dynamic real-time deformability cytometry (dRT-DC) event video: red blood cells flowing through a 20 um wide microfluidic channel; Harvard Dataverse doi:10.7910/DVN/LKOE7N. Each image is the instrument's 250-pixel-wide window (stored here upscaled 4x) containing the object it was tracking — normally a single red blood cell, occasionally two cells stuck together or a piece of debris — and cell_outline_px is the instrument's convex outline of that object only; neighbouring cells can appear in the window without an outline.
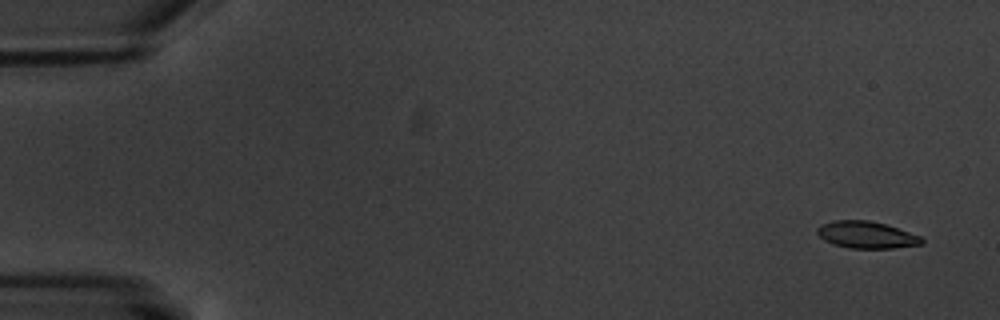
{"species": "common noctule bat (a hibernating species)", "species_latin": "Nyctalus noctula", "temperature_condition": "warm", "stored_images_in_passage": 6, "camera_frame_rate_fps": 3000, "um_per_image_px": 0.085, "animal": {"sex": "male", "body_mass_g": 20.1, "forearm_length_mm": 53.5}, "frame": {"image": 1, "passage_image": 2, "time_ms": 1.0, "image_size_px": [1000, 320], "cell_outline_px": [[924, 244], [892, 248], [848, 248], [832, 244], [824, 240], [816, 232], [816, 228], [820, 224], [832, 220], [868, 220], [884, 224], [920, 236], [924, 240]], "centroid_in_image_um": [73.6, 19.96], "position_along_channel_um": 11.4, "area_um2": 16.42}}
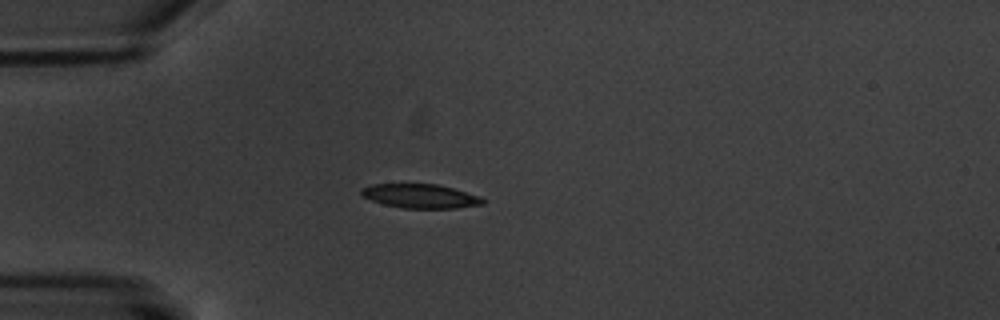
{"frame": {"image": 2, "passage_image": 6, "time_ms": 5.667, "image_size_px": [1000, 320], "cell_outline_px": [[488, 200], [484, 204], [456, 208], [400, 208], [384, 204], [372, 200], [364, 196], [360, 192], [360, 188], [372, 184], [436, 184], [452, 188], [480, 196]], "centroid_in_image_um": [35.76, 16.67], "position_along_channel_um": 49.2, "area_um2": 17.05}}